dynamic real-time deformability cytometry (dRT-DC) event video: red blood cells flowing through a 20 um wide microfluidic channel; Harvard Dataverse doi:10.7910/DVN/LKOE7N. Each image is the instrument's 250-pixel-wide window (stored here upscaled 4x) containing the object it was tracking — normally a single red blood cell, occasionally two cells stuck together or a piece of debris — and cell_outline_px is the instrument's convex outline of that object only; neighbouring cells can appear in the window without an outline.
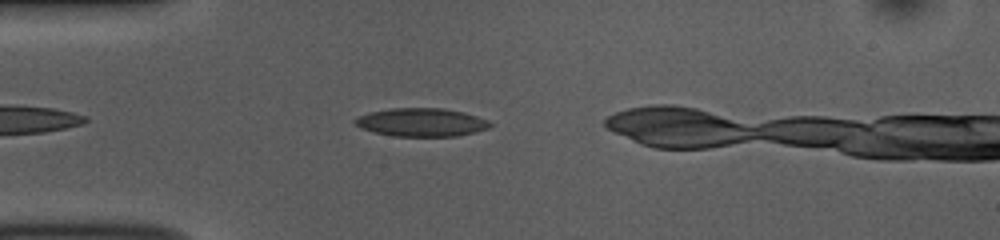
{"species": "common noctule bat (a hibernating species)", "species_latin": "Nyctalus noctula", "temperature_condition": "room temperature", "stored_images_in_passage": 35, "camera_frame_rate_fps": 3000, "um_per_image_px": 0.085, "animal": {"sex": "female", "body_mass_g": 10.0, "forearm_length_mm": 53.1}, "frame": {"image": 1, "passage_image": 6, "time_ms": 1.667, "image_size_px": [1000, 240], "cell_outline_px": [[492, 124], [488, 128], [456, 136], [392, 136], [372, 132], [360, 128], [352, 120], [360, 116], [372, 112], [392, 108], [444, 108], [464, 112], [488, 120]], "centroid_in_image_um": [35.8, 10.4], "position_along_channel_um": 49.2, "area_um2": 22.14}}
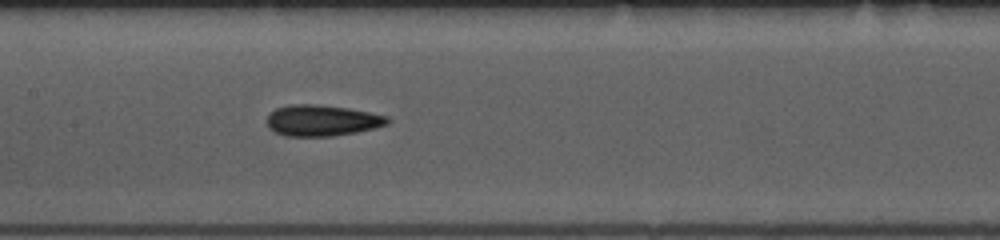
{"frame": {"image": 2, "passage_image": 17, "time_ms": 5.333, "image_size_px": [1000, 240], "cell_outline_px": [[392, 120], [388, 124], [356, 132], [332, 136], [284, 136], [268, 128], [268, 116], [276, 108], [292, 104], [316, 104], [348, 108], [388, 116]], "centroid_in_image_um": [27.38, 10.24], "position_along_channel_um": 180.0, "area_um2": 21.73}}
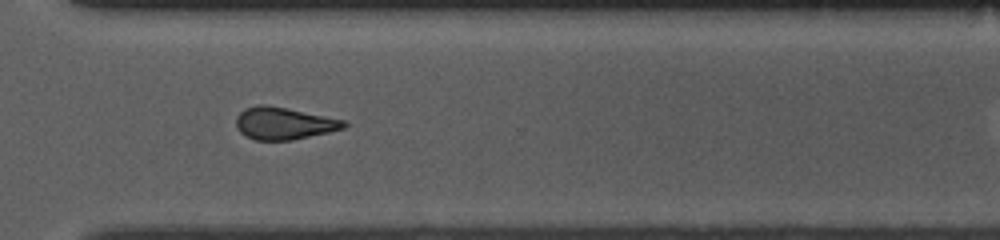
{"frame": {"image": 3, "passage_image": 30, "time_ms": 9.667, "image_size_px": [1000, 240], "cell_outline_px": [[348, 124], [344, 128], [328, 132], [292, 140], [256, 140], [244, 136], [236, 128], [236, 116], [244, 108], [260, 104], [264, 104], [288, 108], [344, 120]], "centroid_in_image_um": [24.08, 10.48], "position_along_channel_um": 346.5, "area_um2": 20.29}}